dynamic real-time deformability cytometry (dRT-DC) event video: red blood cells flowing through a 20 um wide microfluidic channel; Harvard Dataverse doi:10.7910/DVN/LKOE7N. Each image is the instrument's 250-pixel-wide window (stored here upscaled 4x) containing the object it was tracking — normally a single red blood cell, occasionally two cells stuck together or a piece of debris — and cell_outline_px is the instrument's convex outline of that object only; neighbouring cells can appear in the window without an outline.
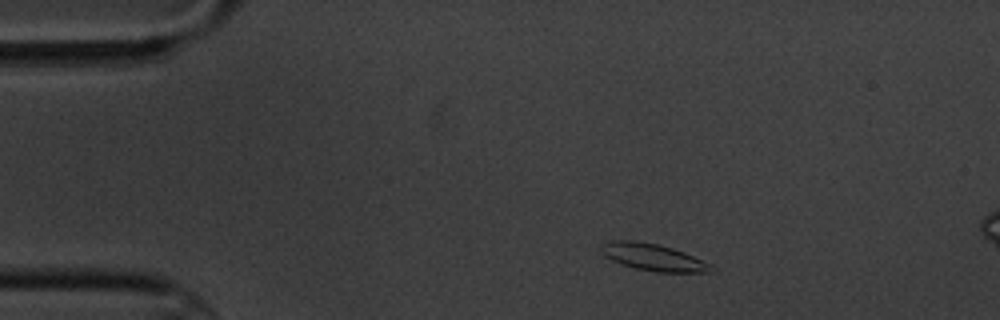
{"species": "common noctule bat (a hibernating species)", "species_latin": "Nyctalus noctula", "temperature_condition": "cold", "stored_images_in_passage": 3, "camera_frame_rate_fps": 3000, "um_per_image_px": 0.085, "animal": {"sex": "male", "body_mass_g": 20.1, "forearm_length_mm": 53.5}, "frame": {"image": 1, "passage_image": 1, "time_ms": 0.0, "image_size_px": [1000, 320], "cell_outline_px": [[716, 268], [712, 272], [656, 272], [636, 268], [612, 260], [604, 256], [600, 252], [600, 244], [612, 240], [636, 240], [656, 244], [672, 248], [684, 252]], "centroid_in_image_um": [55.46, 21.85], "position_along_channel_um": 29.5, "area_um2": 17.11}}